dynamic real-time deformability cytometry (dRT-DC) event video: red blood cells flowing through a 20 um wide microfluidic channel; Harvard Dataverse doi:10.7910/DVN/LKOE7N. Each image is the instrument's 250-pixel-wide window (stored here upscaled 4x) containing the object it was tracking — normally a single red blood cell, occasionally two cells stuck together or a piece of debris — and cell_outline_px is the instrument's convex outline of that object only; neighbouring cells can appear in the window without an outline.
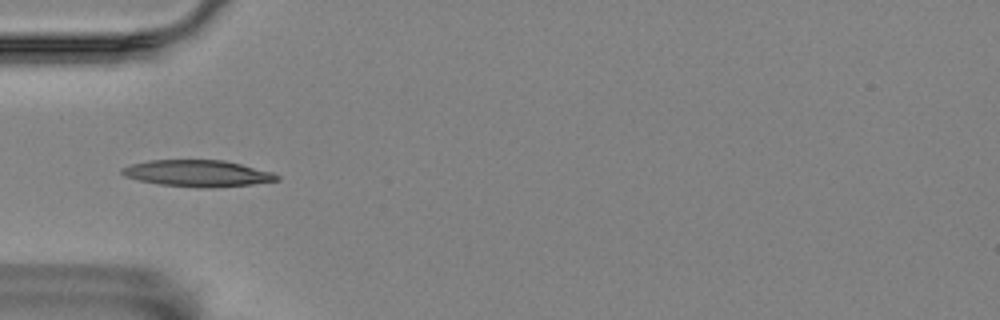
{"species": "Egyptian fruit bat (a non-hibernating species)", "species_latin": "Rousettus aegyptiacus", "temperature_condition": "room temperature", "stored_images_in_passage": 6, "camera_frame_rate_fps": 3000, "um_per_image_px": 0.085, "animal": {"sex": "female"}, "frame": {"image": 1, "passage_image": 1, "time_ms": 0.0, "image_size_px": [1000, 320], "cell_outline_px": [[280, 180], [252, 184], [212, 188], [196, 188], [160, 184], [140, 180], [124, 176], [120, 172], [120, 168], [132, 164], [152, 160], [224, 160], [272, 172], [280, 176]], "centroid_in_image_um": [16.8, 14.74], "position_along_channel_um": 68.2, "area_um2": 23.93}}
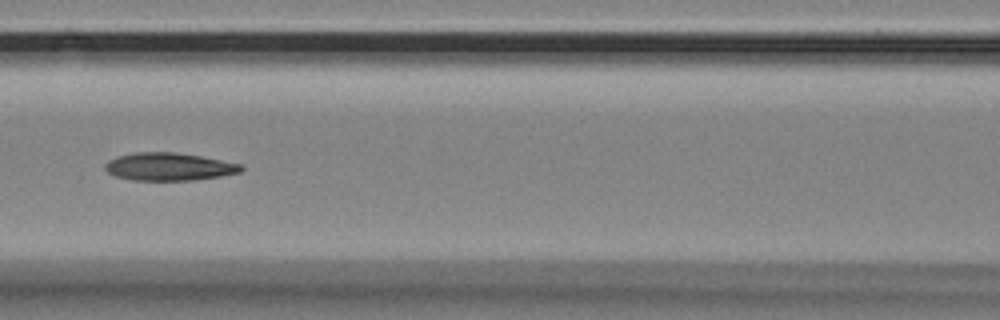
{"frame": {"image": 2, "passage_image": 3, "time_ms": 0.667, "image_size_px": [1000, 320], "cell_outline_px": [[244, 168], [240, 172], [220, 176], [192, 180], [132, 180], [116, 176], [108, 172], [104, 168], [104, 164], [108, 160], [120, 156], [136, 152], [172, 152], [200, 156], [244, 164]], "centroid_in_image_um": [14.38, 14.17], "position_along_channel_um": 152.2, "area_um2": 21.91}}
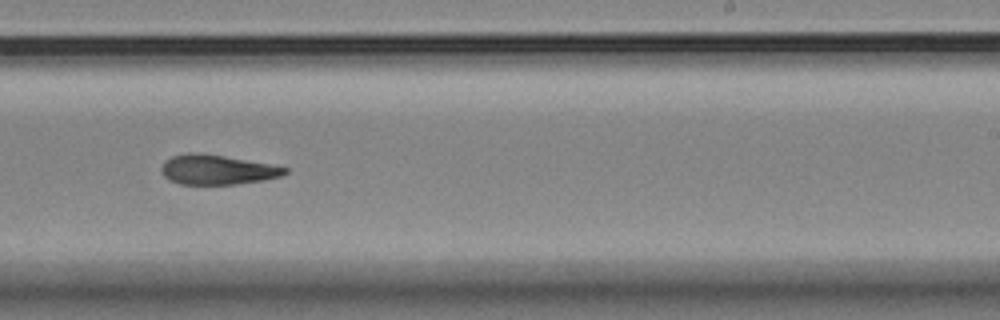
{"frame": {"image": 3, "passage_image": 6, "time_ms": 1.667, "image_size_px": [1000, 320], "cell_outline_px": [[288, 172], [284, 176], [264, 180], [236, 184], [180, 184], [168, 180], [160, 172], [160, 168], [164, 160], [172, 156], [188, 152], [196, 152], [224, 156], [268, 164], [288, 168]], "centroid_in_image_um": [18.42, 14.43], "position_along_channel_um": 270.6, "area_um2": 21.5}}